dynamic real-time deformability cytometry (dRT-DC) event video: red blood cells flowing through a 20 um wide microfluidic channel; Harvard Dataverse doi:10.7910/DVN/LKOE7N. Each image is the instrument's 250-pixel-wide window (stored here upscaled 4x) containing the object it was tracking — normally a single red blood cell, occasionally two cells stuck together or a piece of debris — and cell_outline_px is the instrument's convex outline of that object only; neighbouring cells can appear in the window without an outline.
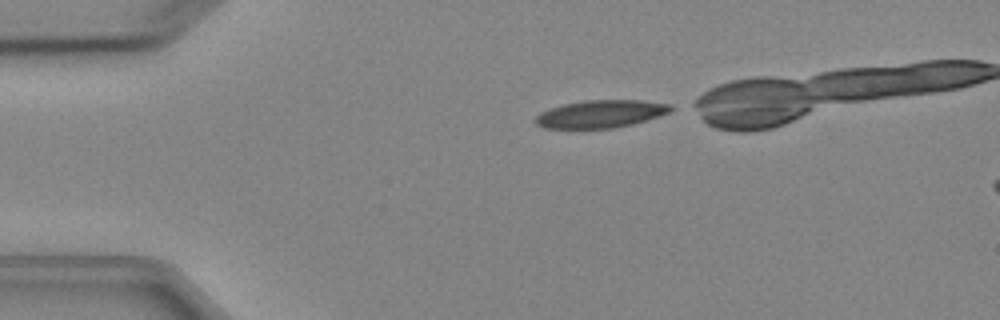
{"species": "Egyptian fruit bat (a non-hibernating species)", "species_latin": "Rousettus aegyptiacus", "temperature_condition": "cold", "stored_images_in_passage": 3, "camera_frame_rate_fps": 3000, "um_per_image_px": 0.085, "animal": {"sex": "female"}, "frame": {"image": 1, "passage_image": 1, "time_ms": 0.0, "image_size_px": [1000, 320], "cell_outline_px": [[676, 108], [668, 112], [632, 124], [612, 128], [544, 128], [536, 124], [536, 116], [540, 112], [548, 108], [564, 104], [584, 100], [640, 100], [672, 104]], "centroid_in_image_um": [51.04, 9.67], "position_along_channel_um": 34.0, "area_um2": 21.68}}